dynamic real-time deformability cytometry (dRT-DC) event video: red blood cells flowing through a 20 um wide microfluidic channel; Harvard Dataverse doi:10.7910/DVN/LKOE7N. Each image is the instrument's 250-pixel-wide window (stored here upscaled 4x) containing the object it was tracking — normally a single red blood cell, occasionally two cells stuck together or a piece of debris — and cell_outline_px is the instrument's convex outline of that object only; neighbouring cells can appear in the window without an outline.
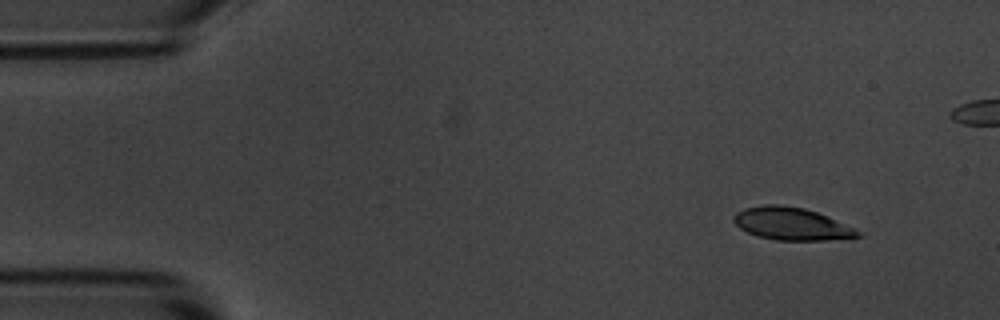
{"species": "common noctule bat (a hibernating species)", "species_latin": "Nyctalus noctula", "temperature_condition": "room temperature", "stored_images_in_passage": 45, "camera_frame_rate_fps": 3000, "um_per_image_px": 0.085, "animal": {"sex": "male", "body_mass_g": 20.1, "forearm_length_mm": 53.5}, "frame": {"image": 1, "passage_image": 1, "time_ms": 0.0, "image_size_px": [1000, 320], "cell_outline_px": [[860, 236], [824, 240], [776, 240], [760, 236], [748, 232], [740, 228], [732, 220], [732, 216], [736, 212], [744, 208], [764, 204], [780, 204], [804, 208], [816, 212], [856, 228], [860, 232]], "centroid_in_image_um": [67.24, 19.01], "position_along_channel_um": 17.8, "area_um2": 23.35}}
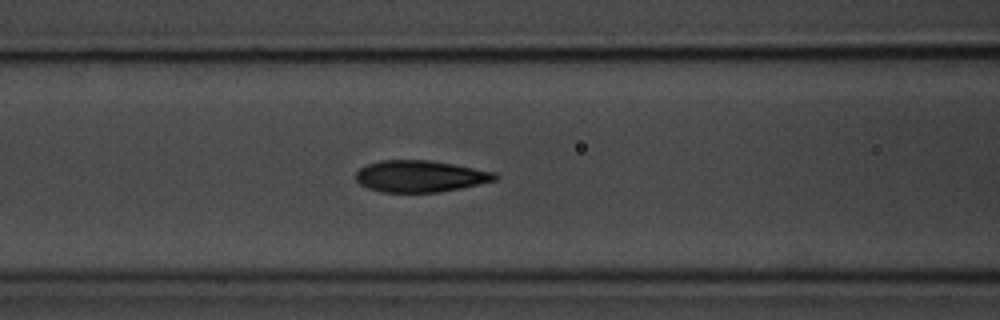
{"frame": {"image": 2, "passage_image": 18, "time_ms": 5.667, "image_size_px": [1000, 320], "cell_outline_px": [[500, 176], [496, 180], [480, 184], [440, 192], [380, 192], [368, 188], [360, 184], [356, 180], [356, 172], [360, 168], [368, 164], [380, 160], [428, 160], [452, 164], [496, 172]], "centroid_in_image_um": [35.72, 14.98], "position_along_channel_um": 130.9, "area_um2": 25.66}}
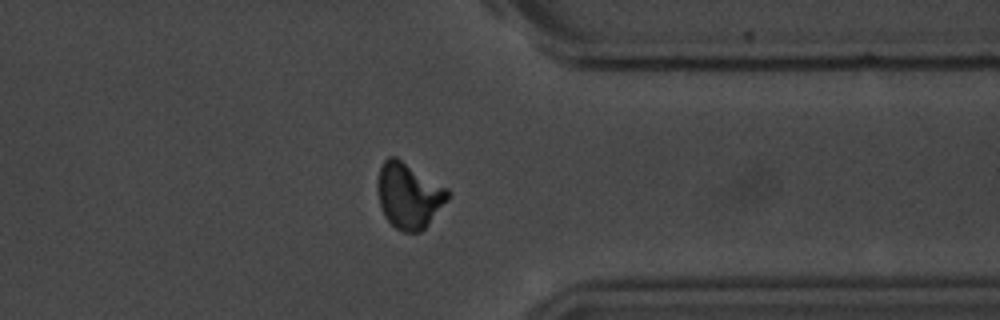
{"frame": {"image": 3, "passage_image": 39, "time_ms": 12.667, "image_size_px": [1000, 320], "cell_outline_px": [[452, 196], [428, 224], [420, 232], [400, 232], [384, 216], [380, 204], [376, 184], [380, 164], [388, 156], [396, 156], [448, 188], [452, 192]], "centroid_in_image_um": [34.76, 16.6], "position_along_channel_um": 376.6, "area_um2": 27.28}}